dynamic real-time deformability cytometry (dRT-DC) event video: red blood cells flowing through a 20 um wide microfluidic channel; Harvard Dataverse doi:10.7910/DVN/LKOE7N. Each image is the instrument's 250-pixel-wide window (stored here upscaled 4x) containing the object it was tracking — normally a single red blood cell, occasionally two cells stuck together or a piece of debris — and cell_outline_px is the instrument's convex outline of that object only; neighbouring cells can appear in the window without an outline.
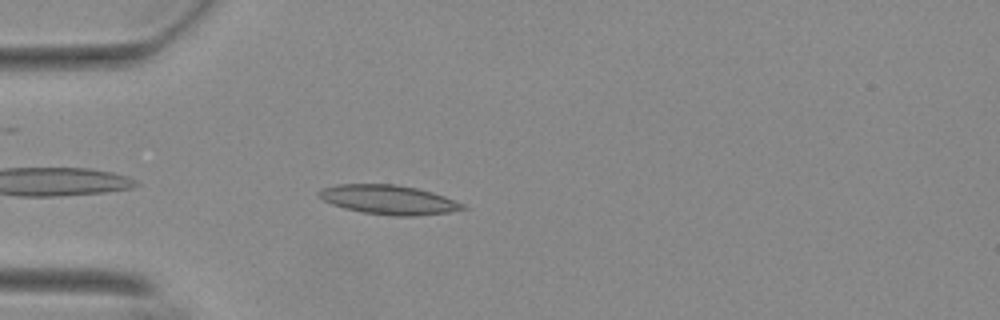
{"species": "Egyptian fruit bat (a non-hibernating species)", "species_latin": "Rousettus aegyptiacus", "temperature_condition": "warm", "stored_images_in_passage": 12, "camera_frame_rate_fps": 3000, "um_per_image_px": 0.085, "animal": {"sex": "female"}, "frame": {"image": 1, "passage_image": 4, "time_ms": 1.0, "image_size_px": [1000, 320], "cell_outline_px": [[468, 208], [448, 212], [416, 216], [392, 216], [360, 212], [344, 208], [332, 204], [324, 200], [316, 192], [324, 188], [336, 184], [392, 184], [416, 188], [432, 192], [444, 196], [464, 204]], "centroid_in_image_um": [33.03, 16.98], "position_along_channel_um": 52.0, "area_um2": 24.45}}
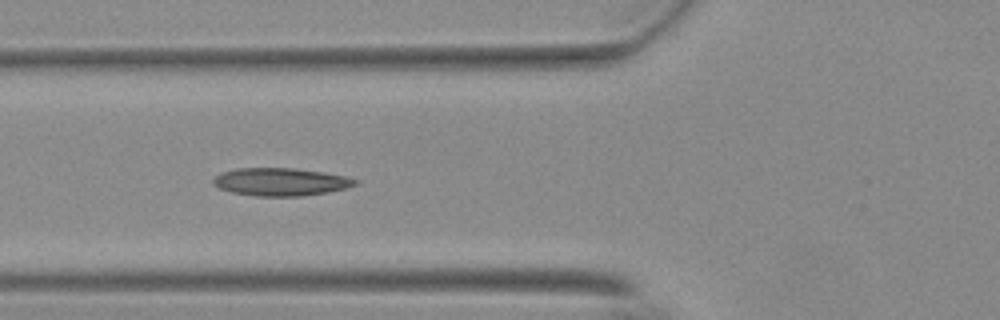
{"frame": {"image": 2, "passage_image": 9, "time_ms": 2.667, "image_size_px": [1000, 320], "cell_outline_px": [[360, 180], [356, 184], [348, 188], [328, 192], [304, 196], [256, 196], [232, 192], [220, 188], [212, 184], [212, 180], [220, 172], [236, 168], [296, 168], [324, 172], [344, 176]], "centroid_in_image_um": [23.86, 15.45], "position_along_channel_um": 101.9, "area_um2": 23.18}}